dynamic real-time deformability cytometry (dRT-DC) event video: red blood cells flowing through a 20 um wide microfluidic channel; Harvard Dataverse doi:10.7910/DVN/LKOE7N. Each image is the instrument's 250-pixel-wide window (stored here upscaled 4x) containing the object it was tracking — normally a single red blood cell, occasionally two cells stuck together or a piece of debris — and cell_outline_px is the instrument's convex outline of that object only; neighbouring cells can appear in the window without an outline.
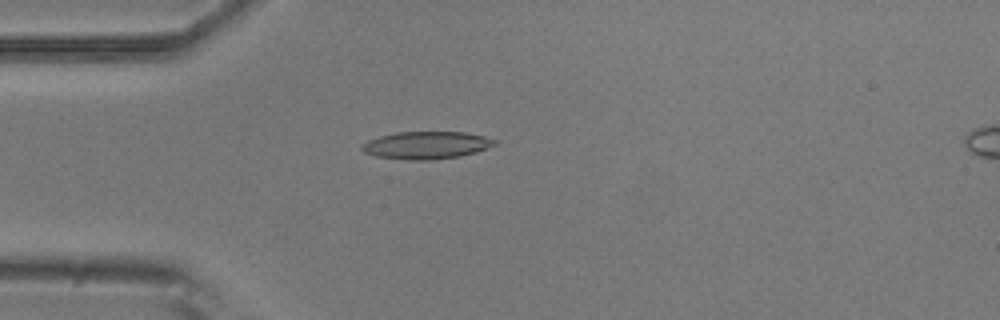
{"species": "common noctule bat (a hibernating species)", "species_latin": "Nyctalus noctula", "temperature_condition": "room temperature", "stored_images_in_passage": 4, "camera_frame_rate_fps": 3000, "um_per_image_px": 0.085, "animal": {"sex": "male", "body_mass_g": 20.5, "forearm_length_mm": 52.5}, "frame": {"image": 1, "passage_image": 4, "time_ms": 4.0, "image_size_px": [1000, 320], "cell_outline_px": [[500, 144], [476, 152], [460, 156], [432, 160], [408, 160], [376, 156], [364, 152], [360, 148], [360, 144], [368, 140], [380, 136], [396, 132], [464, 132], [484, 136], [500, 140]], "centroid_in_image_um": [36.29, 12.34], "position_along_channel_um": 48.7, "area_um2": 21.56}}